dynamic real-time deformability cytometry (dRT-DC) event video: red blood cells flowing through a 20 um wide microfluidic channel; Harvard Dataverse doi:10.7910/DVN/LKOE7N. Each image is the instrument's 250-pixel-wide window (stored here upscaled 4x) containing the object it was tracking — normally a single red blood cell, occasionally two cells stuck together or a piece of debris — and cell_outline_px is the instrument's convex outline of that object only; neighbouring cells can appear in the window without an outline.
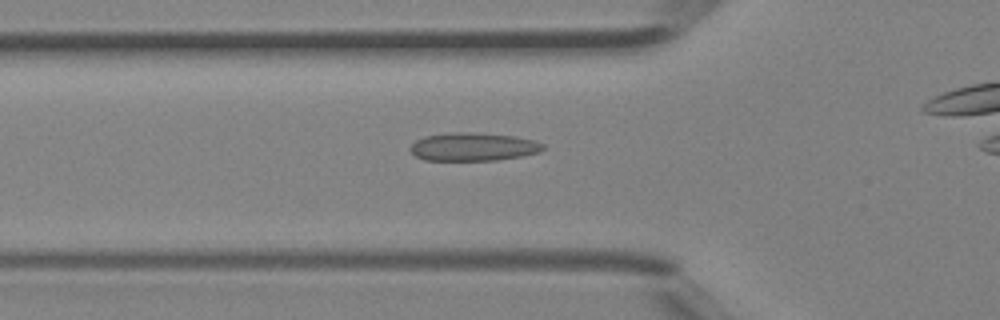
{"species": "Egyptian fruit bat (a non-hibernating species)", "species_latin": "Rousettus aegyptiacus", "temperature_condition": "room temperature", "stored_images_in_passage": 32, "camera_frame_rate_fps": 3000, "um_per_image_px": 0.085, "animal": {"sex": "female"}, "frame": {"image": 1, "passage_image": 8, "time_ms": 2.333, "image_size_px": [1000, 320], "cell_outline_px": [[544, 148], [540, 152], [520, 156], [496, 160], [424, 160], [416, 156], [408, 148], [416, 140], [424, 136], [452, 132], [472, 132], [512, 136], [536, 140], [544, 144]], "centroid_in_image_um": [40.21, 12.47], "position_along_channel_um": 85.6, "area_um2": 21.79}}
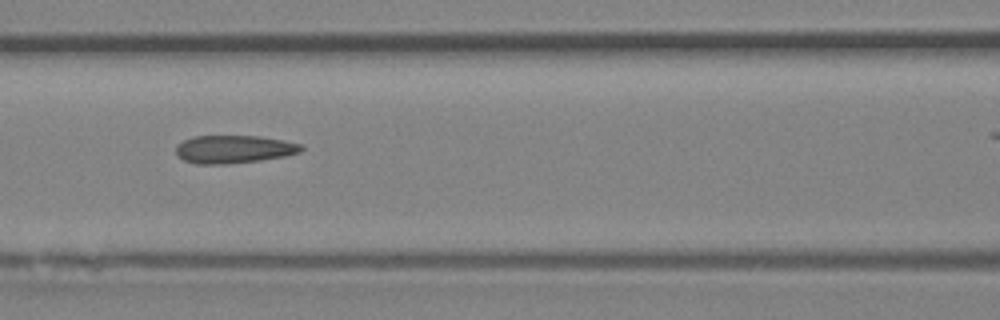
{"frame": {"image": 2, "passage_image": 12, "time_ms": 3.667, "image_size_px": [1000, 320], "cell_outline_px": [[304, 148], [300, 152], [284, 156], [260, 160], [228, 164], [196, 164], [184, 160], [176, 156], [176, 144], [184, 140], [196, 136], [260, 136], [284, 140], [300, 144]], "centroid_in_image_um": [19.85, 12.68], "position_along_channel_um": 146.7, "area_um2": 20.46}}
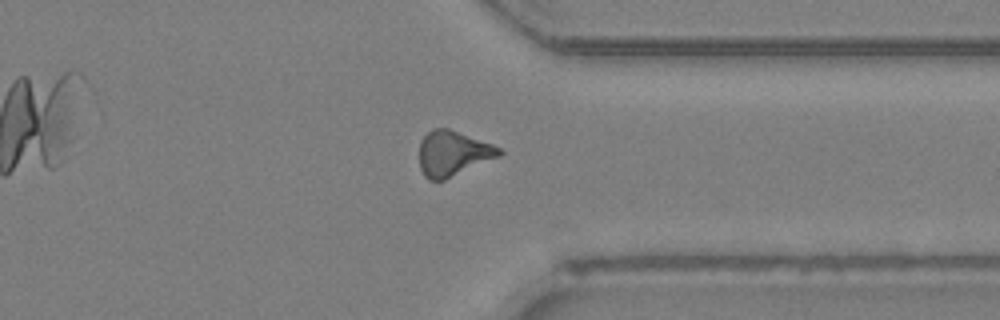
{"frame": {"image": 3, "passage_image": 27, "time_ms": 8.667, "image_size_px": [1000, 320], "cell_outline_px": [[504, 152], [500, 156], [444, 180], [428, 180], [424, 176], [420, 168], [420, 140], [432, 128], [448, 128], [492, 144], [500, 148]], "centroid_in_image_um": [38.49, 13.04], "position_along_channel_um": 372.9, "area_um2": 20.92}, "authors_computed_cell_mechanics": {"area_um2": 20.4034, "velocity_mm_per_s": 4.5681, "shape_relaxation_time_tau1_ms": null, "shape_relaxation_time_tau2_ms": 1.5159, "deformation_change_tau1": null, "deformation_change_tau2": 0.0954}}